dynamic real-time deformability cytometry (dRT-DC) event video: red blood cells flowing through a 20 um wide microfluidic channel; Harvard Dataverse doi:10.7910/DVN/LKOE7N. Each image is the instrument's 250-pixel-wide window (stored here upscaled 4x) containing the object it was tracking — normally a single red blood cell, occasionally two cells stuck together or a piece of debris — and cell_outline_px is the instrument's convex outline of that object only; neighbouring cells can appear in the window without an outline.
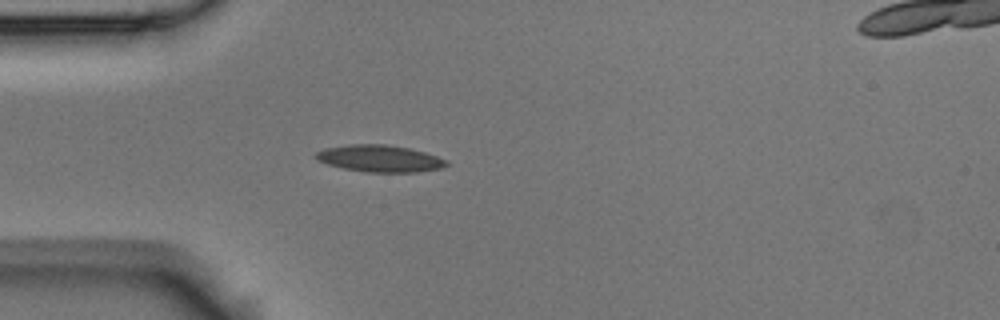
{"species": "Egyptian fruit bat (a non-hibernating species)", "species_latin": "Rousettus aegyptiacus", "temperature_condition": "room temperature", "stored_images_in_passage": 1, "camera_frame_rate_fps": 3000, "um_per_image_px": 0.085, "animal": {"sex": "male"}, "frame": {"image": 1, "passage_image": 1, "time_ms": 0.0, "image_size_px": [1000, 320], "cell_outline_px": [[448, 164], [440, 168], [416, 172], [364, 172], [344, 168], [328, 164], [316, 160], [312, 156], [316, 152], [324, 148], [348, 144], [384, 144], [408, 148], [424, 152], [448, 160]], "centroid_in_image_um": [32.22, 13.47], "position_along_channel_um": 52.8, "area_um2": 20.46}}